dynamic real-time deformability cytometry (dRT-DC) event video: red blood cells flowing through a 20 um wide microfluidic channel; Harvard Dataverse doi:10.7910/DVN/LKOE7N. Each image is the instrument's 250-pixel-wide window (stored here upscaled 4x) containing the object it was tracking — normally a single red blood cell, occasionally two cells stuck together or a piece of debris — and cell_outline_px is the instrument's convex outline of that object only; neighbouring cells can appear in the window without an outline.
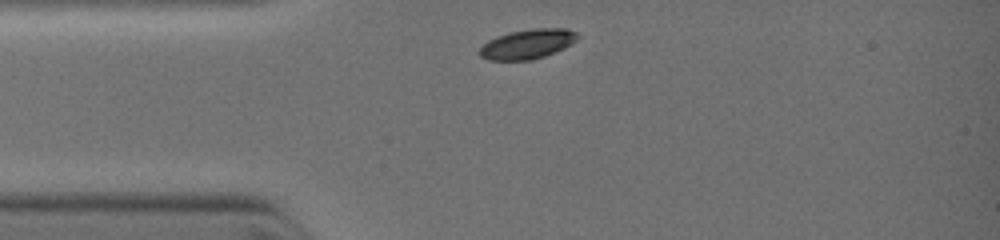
{"species": "common noctule bat (a hibernating species)", "species_latin": "Nyctalus noctula", "temperature_condition": "warm", "stored_images_in_passage": 3, "camera_frame_rate_fps": 3000, "um_per_image_px": 0.085, "animal": {"sex": "female", "body_mass_g": 19.0, "forearm_length_mm": 51.5}, "frame": {"image": 1, "passage_image": 1, "time_ms": 0.0, "image_size_px": [1000, 240], "cell_outline_px": [[580, 36], [572, 44], [564, 48], [544, 56], [528, 60], [488, 60], [480, 56], [476, 52], [488, 40], [496, 36], [512, 32], [536, 28], [568, 28], [576, 32]], "centroid_in_image_um": [44.84, 3.74], "position_along_channel_um": 40.2, "area_um2": 16.94}}